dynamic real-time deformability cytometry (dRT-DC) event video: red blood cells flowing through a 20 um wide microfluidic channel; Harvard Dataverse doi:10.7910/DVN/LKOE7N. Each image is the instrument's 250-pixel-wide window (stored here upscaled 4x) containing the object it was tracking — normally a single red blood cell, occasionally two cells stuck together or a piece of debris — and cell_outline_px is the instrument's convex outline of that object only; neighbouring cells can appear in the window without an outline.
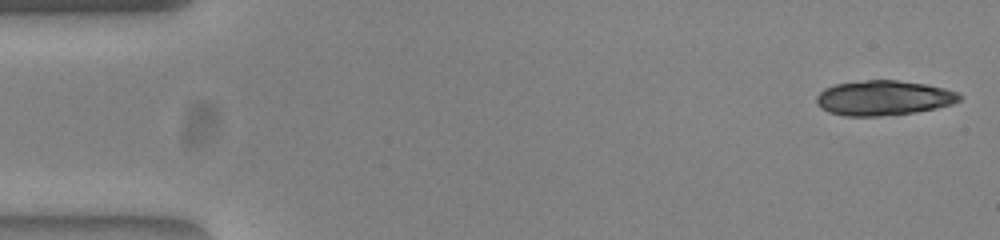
{"species": "common noctule bat (a hibernating species)", "species_latin": "Nyctalus noctula", "temperature_condition": "warm", "stored_images_in_passage": 51, "segment_of_instrument_passage": [1, 2], "camera_frame_rate_fps": 3000, "um_per_image_px": 0.085, "animal": {"sex": "female", "body_mass_g": 23.0, "forearm_length_mm": 53.4}, "frame": {"image": 1, "passage_image": 1, "time_ms": 0.0, "image_size_px": [1000, 240], "cell_outline_px": [[960, 100], [952, 104], [936, 108], [916, 112], [880, 116], [844, 116], [828, 112], [820, 108], [816, 104], [816, 96], [824, 88], [836, 84], [868, 80], [896, 80], [924, 84], [944, 88], [956, 92], [960, 96]], "centroid_in_image_um": [75.06, 8.33], "position_along_channel_um": 9.9, "area_um2": 29.02}}
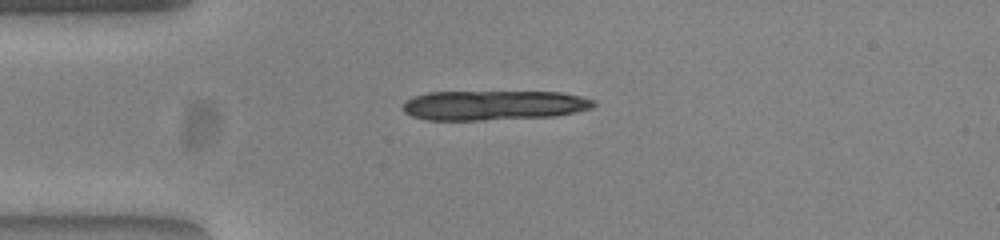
{"frame": {"image": 2, "passage_image": 12, "time_ms": 3.667, "image_size_px": [1000, 240], "cell_outline_px": [[596, 104], [592, 108], [576, 112], [552, 116], [484, 120], [428, 120], [412, 116], [404, 112], [400, 108], [404, 100], [412, 96], [428, 92], [564, 92], [596, 100]], "centroid_in_image_um": [41.92, 8.94], "position_along_channel_um": 43.1, "area_um2": 33.35}}